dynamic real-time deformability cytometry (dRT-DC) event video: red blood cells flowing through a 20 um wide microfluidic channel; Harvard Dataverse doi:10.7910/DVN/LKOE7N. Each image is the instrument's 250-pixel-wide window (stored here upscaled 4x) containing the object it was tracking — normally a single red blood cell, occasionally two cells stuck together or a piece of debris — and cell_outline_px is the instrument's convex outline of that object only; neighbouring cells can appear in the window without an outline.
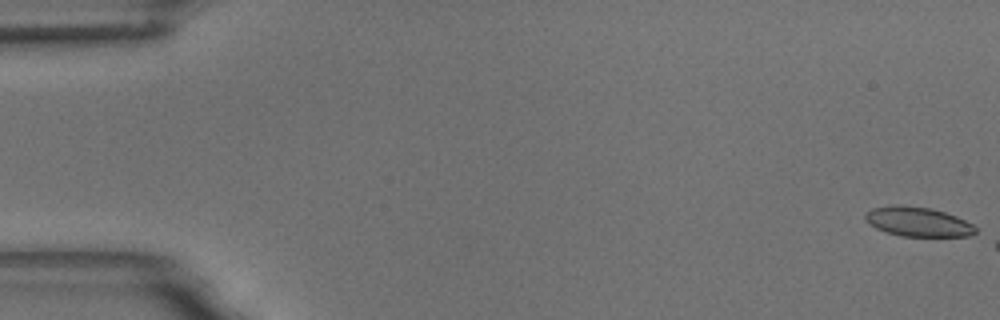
{"species": "common noctule bat (a hibernating species)", "species_latin": "Nyctalus noctula", "temperature_condition": "room temperature", "stored_images_in_passage": 8, "camera_frame_rate_fps": 3000, "um_per_image_px": 0.085, "animal": {"sex": "male", "body_mass_g": 18.8}, "frame": {"image": 1, "passage_image": 1, "time_ms": 0.0, "image_size_px": [1000, 320], "cell_outline_px": [[976, 232], [968, 236], [900, 236], [876, 228], [868, 224], [864, 220], [864, 216], [872, 208], [896, 204], [900, 204], [932, 208], [956, 216], [972, 224], [976, 228]], "centroid_in_image_um": [77.99, 18.84], "position_along_channel_um": 7.0, "area_um2": 18.96}}